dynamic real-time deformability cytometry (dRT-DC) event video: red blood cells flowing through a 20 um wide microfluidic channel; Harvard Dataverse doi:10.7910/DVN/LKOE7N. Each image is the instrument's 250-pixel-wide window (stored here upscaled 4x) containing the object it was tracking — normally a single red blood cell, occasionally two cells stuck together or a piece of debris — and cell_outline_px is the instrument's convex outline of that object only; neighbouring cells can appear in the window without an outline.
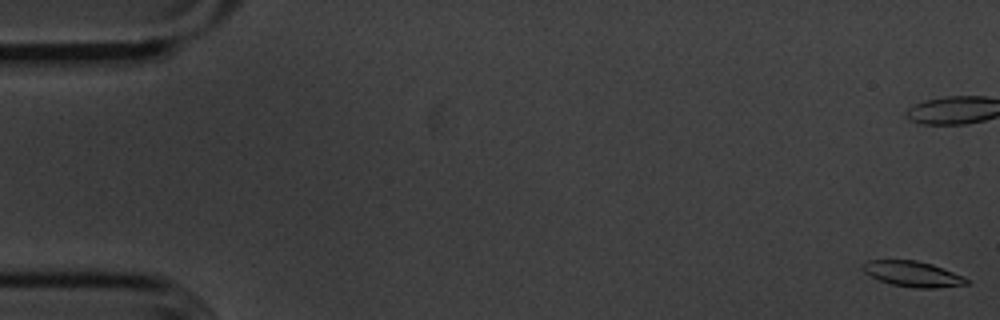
{"species": "common noctule bat (a hibernating species)", "species_latin": "Nyctalus noctula", "temperature_condition": "cold", "stored_images_in_passage": 57, "camera_frame_rate_fps": 3000, "um_per_image_px": 0.085, "animal": {"sex": "male", "body_mass_g": 20.1, "forearm_length_mm": 53.5}, "frame": {"image": 1, "passage_image": 1, "time_ms": 0.0, "image_size_px": [1000, 320], "cell_outline_px": [[968, 284], [936, 288], [916, 288], [892, 284], [880, 280], [864, 272], [860, 268], [868, 260], [916, 260], [932, 264], [964, 276], [968, 280]], "centroid_in_image_um": [77.59, 23.28], "position_along_channel_um": 7.4, "area_um2": 15.32}}
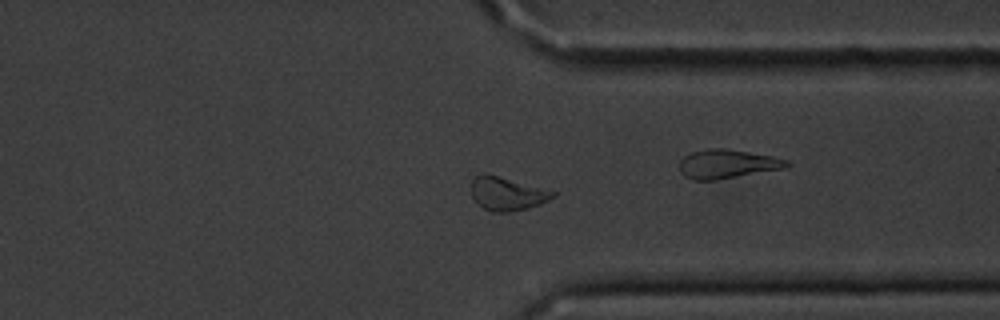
{"frame": {"image": 2, "passage_image": 43, "time_ms": 14.0, "image_size_px": [1000, 320], "cell_outline_px": [[556, 196], [540, 204], [528, 208], [512, 212], [492, 212], [476, 204], [472, 200], [472, 180], [476, 176], [484, 172], [488, 172], [556, 192]], "centroid_in_image_um": [43.07, 16.46], "position_along_channel_um": 368.3, "area_um2": 16.18}}
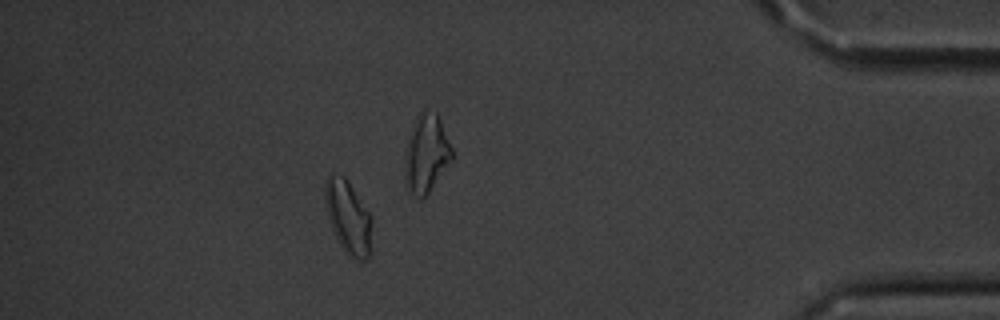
{"frame": {"image": 3, "passage_image": 50, "time_ms": 16.333, "image_size_px": [1000, 320], "cell_outline_px": [[372, 248], [368, 260], [360, 260], [344, 252], [328, 220], [324, 200], [324, 184], [328, 176], [344, 176], [372, 216]], "centroid_in_image_um": [29.62, 18.5], "position_along_channel_um": 405.6, "area_um2": 20.11}, "authors_computed_cell_mechanics": {"area_um2": 16.184, "velocity_mm_per_s": 3.5882, "shape_relaxation_time_tau1_ms": 4.8495, "shape_relaxation_time_tau2_ms": null, "deformation_change_tau1": 0.1309, "deformation_change_tau2": null}}